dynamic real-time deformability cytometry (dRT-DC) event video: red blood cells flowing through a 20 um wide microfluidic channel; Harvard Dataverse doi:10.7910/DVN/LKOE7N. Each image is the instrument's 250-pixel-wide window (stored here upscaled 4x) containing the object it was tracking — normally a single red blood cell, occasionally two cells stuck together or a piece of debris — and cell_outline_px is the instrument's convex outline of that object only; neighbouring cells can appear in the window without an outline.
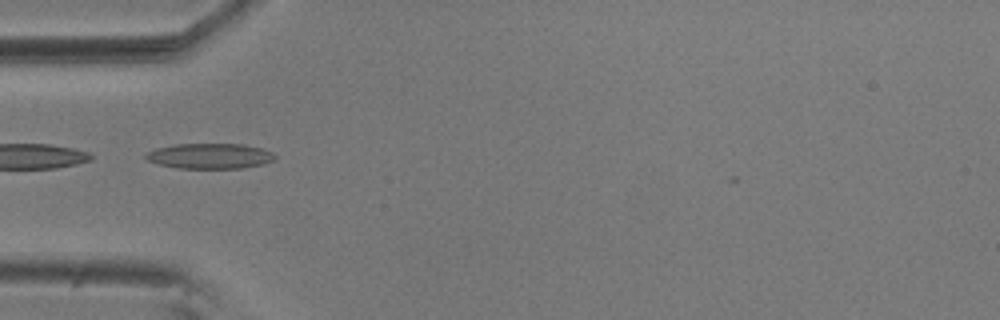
{"species": "common noctule bat (a hibernating species)", "species_latin": "Nyctalus noctula", "temperature_condition": "room temperature", "stored_images_in_passage": 35, "camera_frame_rate_fps": 3000, "um_per_image_px": 0.085, "animal": {"sex": "male", "body_mass_g": 20.5, "forearm_length_mm": 52.5}, "frame": {"image": 1, "passage_image": 1, "time_ms": 0.0, "image_size_px": [1000, 320], "cell_outline_px": [[276, 156], [272, 160], [260, 164], [240, 168], [180, 168], [160, 164], [148, 160], [144, 156], [148, 152], [156, 148], [176, 144], [244, 144], [260, 148], [272, 152]], "centroid_in_image_um": [17.82, 13.25], "position_along_channel_um": 67.2, "area_um2": 18.73}}